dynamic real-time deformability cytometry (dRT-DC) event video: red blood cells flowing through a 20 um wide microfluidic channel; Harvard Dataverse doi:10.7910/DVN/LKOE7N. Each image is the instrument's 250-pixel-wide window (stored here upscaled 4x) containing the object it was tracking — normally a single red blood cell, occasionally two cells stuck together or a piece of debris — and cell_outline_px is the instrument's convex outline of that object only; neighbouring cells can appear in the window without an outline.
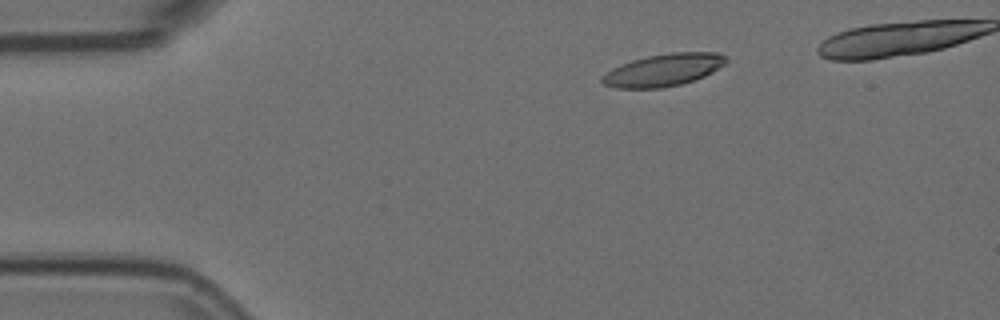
{"species": "Egyptian fruit bat (a non-hibernating species)", "species_latin": "Rousettus aegyptiacus", "temperature_condition": "room temperature", "stored_images_in_passage": 5, "camera_frame_rate_fps": 3000, "um_per_image_px": 0.085, "animal": {"sex": "female"}, "frame": {"image": 1, "passage_image": 2, "time_ms": 0.333, "image_size_px": [1000, 320], "cell_outline_px": [[728, 60], [724, 64], [712, 72], [704, 76], [680, 84], [660, 88], [616, 88], [604, 84], [600, 80], [612, 68], [620, 64], [632, 60], [648, 56], [672, 52], [720, 52]], "centroid_in_image_um": [56.4, 5.94], "position_along_channel_um": 28.6, "area_um2": 23.12}}